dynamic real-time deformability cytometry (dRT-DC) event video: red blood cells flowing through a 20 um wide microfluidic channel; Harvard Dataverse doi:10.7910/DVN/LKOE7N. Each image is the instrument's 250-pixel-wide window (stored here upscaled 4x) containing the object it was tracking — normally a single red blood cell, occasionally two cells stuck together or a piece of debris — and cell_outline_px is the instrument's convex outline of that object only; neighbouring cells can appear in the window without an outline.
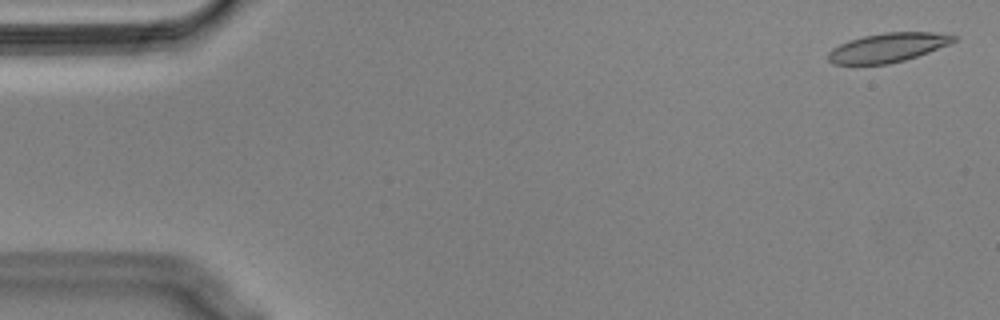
{"species": "Egyptian fruit bat (a non-hibernating species)", "species_latin": "Rousettus aegyptiacus", "temperature_condition": "cold", "stored_images_in_passage": 56, "camera_frame_rate_fps": 3000, "um_per_image_px": 0.085, "animal": {"sex": "male"}, "frame": {"image": 1, "passage_image": 2, "time_ms": 0.333, "image_size_px": [1000, 320], "cell_outline_px": [[956, 40], [948, 44], [928, 52], [904, 60], [888, 64], [832, 64], [828, 60], [828, 52], [832, 48], [848, 40], [864, 36], [884, 32], [932, 32], [956, 36]], "centroid_in_image_um": [75.41, 4.04], "position_along_channel_um": 9.6, "area_um2": 21.1}}
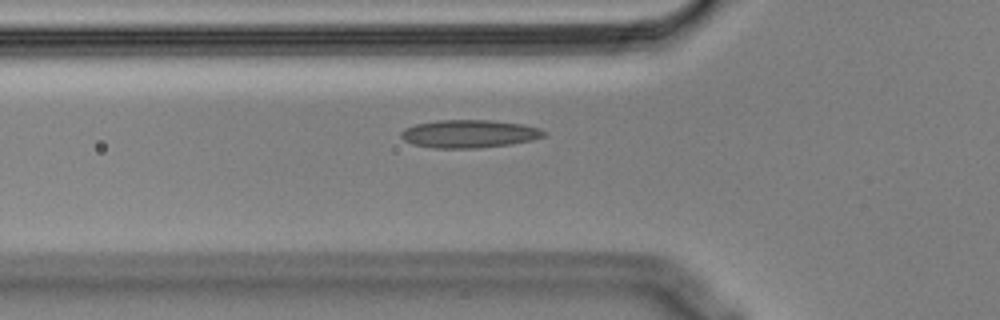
{"frame": {"image": 2, "passage_image": 19, "time_ms": 6.0, "image_size_px": [1000, 320], "cell_outline_px": [[548, 132], [544, 136], [532, 140], [512, 144], [476, 148], [436, 148], [412, 144], [404, 140], [400, 136], [400, 132], [404, 128], [416, 124], [440, 120], [492, 120], [520, 124], [540, 128]], "centroid_in_image_um": [39.88, 11.37], "position_along_channel_um": 85.9, "area_um2": 23.29}}
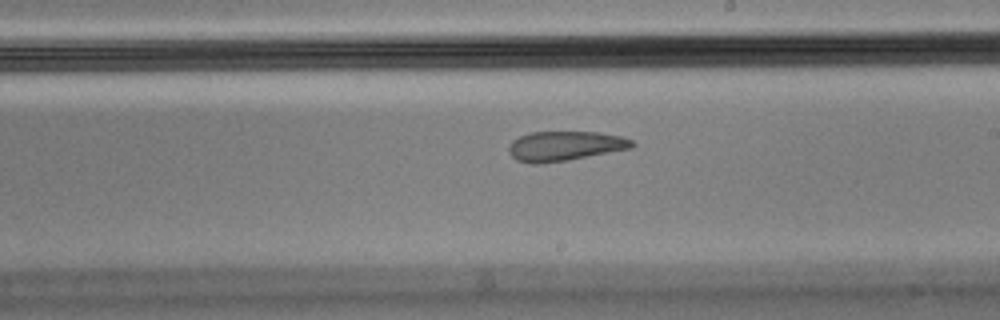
{"frame": {"image": 3, "passage_image": 32, "time_ms": 10.333, "image_size_px": [1000, 320], "cell_outline_px": [[636, 144], [632, 148], [568, 160], [540, 164], [532, 164], [516, 160], [508, 152], [508, 148], [512, 140], [520, 136], [532, 132], [600, 132], [620, 136], [632, 140]], "centroid_in_image_um": [48.0, 12.41], "position_along_channel_um": 241.0, "area_um2": 21.39}, "authors_computed_cell_mechanics": {"area_um2": 22.5709, "velocity_mm_per_s": 3.5631, "shape_relaxation_time_tau1_ms": null, "shape_relaxation_time_tau2_ms": 2.7405, "deformation_change_tau1": null, "deformation_change_tau2": 0.0833}}